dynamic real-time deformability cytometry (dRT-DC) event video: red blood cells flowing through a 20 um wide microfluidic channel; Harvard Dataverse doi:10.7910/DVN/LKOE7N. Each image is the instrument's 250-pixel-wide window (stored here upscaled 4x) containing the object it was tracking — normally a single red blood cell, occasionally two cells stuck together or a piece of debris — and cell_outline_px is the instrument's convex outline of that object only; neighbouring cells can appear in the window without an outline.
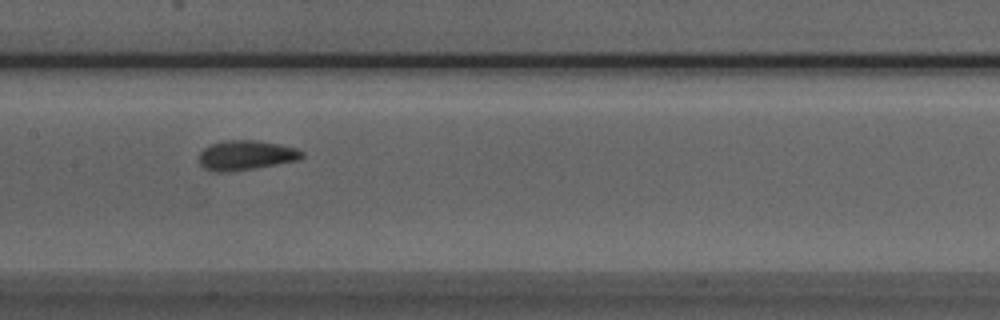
{"species": "Egyptian fruit bat (a non-hibernating species)", "species_latin": "Rousettus aegyptiacus", "temperature_condition": "room temperature", "stored_images_in_passage": 5, "camera_frame_rate_fps": 3000, "um_per_image_px": 0.085, "animal": {"sex": "male"}, "frame": {"image": 1, "passage_image": 5, "time_ms": 1.333, "image_size_px": [1000, 320], "cell_outline_px": [[304, 156], [300, 160], [256, 168], [228, 172], [216, 172], [204, 168], [196, 160], [196, 156], [204, 148], [212, 144], [224, 140], [256, 140], [280, 144], [296, 148], [304, 152]], "centroid_in_image_um": [20.89, 13.2], "position_along_channel_um": 186.5, "area_um2": 18.15}}